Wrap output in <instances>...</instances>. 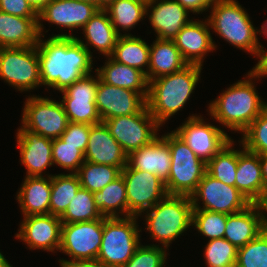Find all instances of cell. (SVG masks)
Wrapping results in <instances>:
<instances>
[{
  "label": "cell",
  "instance_id": "34",
  "mask_svg": "<svg viewBox=\"0 0 267 267\" xmlns=\"http://www.w3.org/2000/svg\"><path fill=\"white\" fill-rule=\"evenodd\" d=\"M80 188L77 174L52 175L50 214L61 217Z\"/></svg>",
  "mask_w": 267,
  "mask_h": 267
},
{
  "label": "cell",
  "instance_id": "12",
  "mask_svg": "<svg viewBox=\"0 0 267 267\" xmlns=\"http://www.w3.org/2000/svg\"><path fill=\"white\" fill-rule=\"evenodd\" d=\"M190 197L193 210H206L228 215L240 212L252 204L236 187L222 183L207 172ZM199 200L203 201V207L199 205Z\"/></svg>",
  "mask_w": 267,
  "mask_h": 267
},
{
  "label": "cell",
  "instance_id": "1",
  "mask_svg": "<svg viewBox=\"0 0 267 267\" xmlns=\"http://www.w3.org/2000/svg\"><path fill=\"white\" fill-rule=\"evenodd\" d=\"M41 84L63 91L83 75L92 72L89 51L71 34H57L37 43Z\"/></svg>",
  "mask_w": 267,
  "mask_h": 267
},
{
  "label": "cell",
  "instance_id": "22",
  "mask_svg": "<svg viewBox=\"0 0 267 267\" xmlns=\"http://www.w3.org/2000/svg\"><path fill=\"white\" fill-rule=\"evenodd\" d=\"M149 9V21L159 39L173 40L191 21L189 11L175 0H151L147 3L146 15Z\"/></svg>",
  "mask_w": 267,
  "mask_h": 267
},
{
  "label": "cell",
  "instance_id": "17",
  "mask_svg": "<svg viewBox=\"0 0 267 267\" xmlns=\"http://www.w3.org/2000/svg\"><path fill=\"white\" fill-rule=\"evenodd\" d=\"M60 217L52 214L25 216L20 225L16 238L27 244L29 249H43L44 251H59L61 244Z\"/></svg>",
  "mask_w": 267,
  "mask_h": 267
},
{
  "label": "cell",
  "instance_id": "43",
  "mask_svg": "<svg viewBox=\"0 0 267 267\" xmlns=\"http://www.w3.org/2000/svg\"><path fill=\"white\" fill-rule=\"evenodd\" d=\"M165 248L158 245H140L123 267H164L166 264Z\"/></svg>",
  "mask_w": 267,
  "mask_h": 267
},
{
  "label": "cell",
  "instance_id": "19",
  "mask_svg": "<svg viewBox=\"0 0 267 267\" xmlns=\"http://www.w3.org/2000/svg\"><path fill=\"white\" fill-rule=\"evenodd\" d=\"M209 29L211 28L207 19L204 22L192 19L173 39L188 65L202 66L207 52H211L217 47Z\"/></svg>",
  "mask_w": 267,
  "mask_h": 267
},
{
  "label": "cell",
  "instance_id": "3",
  "mask_svg": "<svg viewBox=\"0 0 267 267\" xmlns=\"http://www.w3.org/2000/svg\"><path fill=\"white\" fill-rule=\"evenodd\" d=\"M201 70L202 66L187 65L178 72L148 81L147 108L160 126L189 101Z\"/></svg>",
  "mask_w": 267,
  "mask_h": 267
},
{
  "label": "cell",
  "instance_id": "49",
  "mask_svg": "<svg viewBox=\"0 0 267 267\" xmlns=\"http://www.w3.org/2000/svg\"><path fill=\"white\" fill-rule=\"evenodd\" d=\"M61 267H104L102 264L98 262H79V263H66L60 264Z\"/></svg>",
  "mask_w": 267,
  "mask_h": 267
},
{
  "label": "cell",
  "instance_id": "35",
  "mask_svg": "<svg viewBox=\"0 0 267 267\" xmlns=\"http://www.w3.org/2000/svg\"><path fill=\"white\" fill-rule=\"evenodd\" d=\"M121 169L111 165L94 164L85 161L76 173L82 188L94 193L121 175Z\"/></svg>",
  "mask_w": 267,
  "mask_h": 267
},
{
  "label": "cell",
  "instance_id": "13",
  "mask_svg": "<svg viewBox=\"0 0 267 267\" xmlns=\"http://www.w3.org/2000/svg\"><path fill=\"white\" fill-rule=\"evenodd\" d=\"M121 174L127 190V217L140 216L167 195L165 183L153 173L126 165Z\"/></svg>",
  "mask_w": 267,
  "mask_h": 267
},
{
  "label": "cell",
  "instance_id": "36",
  "mask_svg": "<svg viewBox=\"0 0 267 267\" xmlns=\"http://www.w3.org/2000/svg\"><path fill=\"white\" fill-rule=\"evenodd\" d=\"M232 140L207 163V173L222 183L235 187L238 166V150Z\"/></svg>",
  "mask_w": 267,
  "mask_h": 267
},
{
  "label": "cell",
  "instance_id": "44",
  "mask_svg": "<svg viewBox=\"0 0 267 267\" xmlns=\"http://www.w3.org/2000/svg\"><path fill=\"white\" fill-rule=\"evenodd\" d=\"M91 127L92 125L90 124L69 121L67 128L61 134L60 138L67 144L77 146V149L84 154L86 151Z\"/></svg>",
  "mask_w": 267,
  "mask_h": 267
},
{
  "label": "cell",
  "instance_id": "52",
  "mask_svg": "<svg viewBox=\"0 0 267 267\" xmlns=\"http://www.w3.org/2000/svg\"><path fill=\"white\" fill-rule=\"evenodd\" d=\"M0 267H12V265L9 264L7 259H5L4 255L0 252Z\"/></svg>",
  "mask_w": 267,
  "mask_h": 267
},
{
  "label": "cell",
  "instance_id": "29",
  "mask_svg": "<svg viewBox=\"0 0 267 267\" xmlns=\"http://www.w3.org/2000/svg\"><path fill=\"white\" fill-rule=\"evenodd\" d=\"M106 59L108 61L104 66L95 69L102 82L141 93L147 99L148 81L142 71L121 64L110 56H107Z\"/></svg>",
  "mask_w": 267,
  "mask_h": 267
},
{
  "label": "cell",
  "instance_id": "9",
  "mask_svg": "<svg viewBox=\"0 0 267 267\" xmlns=\"http://www.w3.org/2000/svg\"><path fill=\"white\" fill-rule=\"evenodd\" d=\"M0 78L21 92L41 86L37 46L0 48Z\"/></svg>",
  "mask_w": 267,
  "mask_h": 267
},
{
  "label": "cell",
  "instance_id": "54",
  "mask_svg": "<svg viewBox=\"0 0 267 267\" xmlns=\"http://www.w3.org/2000/svg\"><path fill=\"white\" fill-rule=\"evenodd\" d=\"M263 207L265 205H267V188H266V191H265V194L263 196V201L260 203Z\"/></svg>",
  "mask_w": 267,
  "mask_h": 267
},
{
  "label": "cell",
  "instance_id": "8",
  "mask_svg": "<svg viewBox=\"0 0 267 267\" xmlns=\"http://www.w3.org/2000/svg\"><path fill=\"white\" fill-rule=\"evenodd\" d=\"M103 225L104 217L88 222L62 224L59 251L72 259H60V264L96 261L102 241Z\"/></svg>",
  "mask_w": 267,
  "mask_h": 267
},
{
  "label": "cell",
  "instance_id": "46",
  "mask_svg": "<svg viewBox=\"0 0 267 267\" xmlns=\"http://www.w3.org/2000/svg\"><path fill=\"white\" fill-rule=\"evenodd\" d=\"M179 2L189 12L200 14L208 11L211 6L218 0H175Z\"/></svg>",
  "mask_w": 267,
  "mask_h": 267
},
{
  "label": "cell",
  "instance_id": "26",
  "mask_svg": "<svg viewBox=\"0 0 267 267\" xmlns=\"http://www.w3.org/2000/svg\"><path fill=\"white\" fill-rule=\"evenodd\" d=\"M38 18L0 11V48L30 47L38 43Z\"/></svg>",
  "mask_w": 267,
  "mask_h": 267
},
{
  "label": "cell",
  "instance_id": "18",
  "mask_svg": "<svg viewBox=\"0 0 267 267\" xmlns=\"http://www.w3.org/2000/svg\"><path fill=\"white\" fill-rule=\"evenodd\" d=\"M99 8L90 2L80 0H53L38 14V33L44 38L41 20L56 24L62 30L73 31L83 26L98 12Z\"/></svg>",
  "mask_w": 267,
  "mask_h": 267
},
{
  "label": "cell",
  "instance_id": "2",
  "mask_svg": "<svg viewBox=\"0 0 267 267\" xmlns=\"http://www.w3.org/2000/svg\"><path fill=\"white\" fill-rule=\"evenodd\" d=\"M247 79L239 80L209 103L208 111L212 118L230 130L241 133L267 107L256 91L253 79L263 78L254 68L247 74Z\"/></svg>",
  "mask_w": 267,
  "mask_h": 267
},
{
  "label": "cell",
  "instance_id": "10",
  "mask_svg": "<svg viewBox=\"0 0 267 267\" xmlns=\"http://www.w3.org/2000/svg\"><path fill=\"white\" fill-rule=\"evenodd\" d=\"M103 122L127 155L154 140L161 127L147 106L139 113L110 118Z\"/></svg>",
  "mask_w": 267,
  "mask_h": 267
},
{
  "label": "cell",
  "instance_id": "56",
  "mask_svg": "<svg viewBox=\"0 0 267 267\" xmlns=\"http://www.w3.org/2000/svg\"><path fill=\"white\" fill-rule=\"evenodd\" d=\"M265 209V213L267 212V205L264 206ZM265 226H266V230H267V216L265 218Z\"/></svg>",
  "mask_w": 267,
  "mask_h": 267
},
{
  "label": "cell",
  "instance_id": "47",
  "mask_svg": "<svg viewBox=\"0 0 267 267\" xmlns=\"http://www.w3.org/2000/svg\"><path fill=\"white\" fill-rule=\"evenodd\" d=\"M262 77H267V50L263 49L260 60L258 63L253 67Z\"/></svg>",
  "mask_w": 267,
  "mask_h": 267
},
{
  "label": "cell",
  "instance_id": "28",
  "mask_svg": "<svg viewBox=\"0 0 267 267\" xmlns=\"http://www.w3.org/2000/svg\"><path fill=\"white\" fill-rule=\"evenodd\" d=\"M82 30L85 34L86 43L78 37H75V39L89 51L91 56L89 46L94 47L106 57L113 53L120 35L114 29L110 17L104 9H99L83 26Z\"/></svg>",
  "mask_w": 267,
  "mask_h": 267
},
{
  "label": "cell",
  "instance_id": "20",
  "mask_svg": "<svg viewBox=\"0 0 267 267\" xmlns=\"http://www.w3.org/2000/svg\"><path fill=\"white\" fill-rule=\"evenodd\" d=\"M16 134L20 161L27 168L26 176L42 177L43 171L53 165L52 139L31 132L23 126Z\"/></svg>",
  "mask_w": 267,
  "mask_h": 267
},
{
  "label": "cell",
  "instance_id": "41",
  "mask_svg": "<svg viewBox=\"0 0 267 267\" xmlns=\"http://www.w3.org/2000/svg\"><path fill=\"white\" fill-rule=\"evenodd\" d=\"M240 143L245 149L257 154L267 153V107L243 131Z\"/></svg>",
  "mask_w": 267,
  "mask_h": 267
},
{
  "label": "cell",
  "instance_id": "11",
  "mask_svg": "<svg viewBox=\"0 0 267 267\" xmlns=\"http://www.w3.org/2000/svg\"><path fill=\"white\" fill-rule=\"evenodd\" d=\"M68 123L61 101L37 95L27 98L22 114V126L25 129L55 139L60 138Z\"/></svg>",
  "mask_w": 267,
  "mask_h": 267
},
{
  "label": "cell",
  "instance_id": "31",
  "mask_svg": "<svg viewBox=\"0 0 267 267\" xmlns=\"http://www.w3.org/2000/svg\"><path fill=\"white\" fill-rule=\"evenodd\" d=\"M150 46L140 37L125 33L120 35L110 57L121 63L142 71L148 81ZM143 67H147L145 70Z\"/></svg>",
  "mask_w": 267,
  "mask_h": 267
},
{
  "label": "cell",
  "instance_id": "38",
  "mask_svg": "<svg viewBox=\"0 0 267 267\" xmlns=\"http://www.w3.org/2000/svg\"><path fill=\"white\" fill-rule=\"evenodd\" d=\"M227 222V214L206 211H192V226L209 240L224 238Z\"/></svg>",
  "mask_w": 267,
  "mask_h": 267
},
{
  "label": "cell",
  "instance_id": "42",
  "mask_svg": "<svg viewBox=\"0 0 267 267\" xmlns=\"http://www.w3.org/2000/svg\"><path fill=\"white\" fill-rule=\"evenodd\" d=\"M52 159L53 165L57 164L63 169L70 170L71 174H76L85 162L84 154L77 146L67 144L61 138L52 139Z\"/></svg>",
  "mask_w": 267,
  "mask_h": 267
},
{
  "label": "cell",
  "instance_id": "39",
  "mask_svg": "<svg viewBox=\"0 0 267 267\" xmlns=\"http://www.w3.org/2000/svg\"><path fill=\"white\" fill-rule=\"evenodd\" d=\"M235 267H267V230L238 248Z\"/></svg>",
  "mask_w": 267,
  "mask_h": 267
},
{
  "label": "cell",
  "instance_id": "51",
  "mask_svg": "<svg viewBox=\"0 0 267 267\" xmlns=\"http://www.w3.org/2000/svg\"><path fill=\"white\" fill-rule=\"evenodd\" d=\"M114 0H97V7L99 9H105Z\"/></svg>",
  "mask_w": 267,
  "mask_h": 267
},
{
  "label": "cell",
  "instance_id": "57",
  "mask_svg": "<svg viewBox=\"0 0 267 267\" xmlns=\"http://www.w3.org/2000/svg\"><path fill=\"white\" fill-rule=\"evenodd\" d=\"M141 1H143L145 3H149L151 0H141Z\"/></svg>",
  "mask_w": 267,
  "mask_h": 267
},
{
  "label": "cell",
  "instance_id": "30",
  "mask_svg": "<svg viewBox=\"0 0 267 267\" xmlns=\"http://www.w3.org/2000/svg\"><path fill=\"white\" fill-rule=\"evenodd\" d=\"M187 65L173 40L156 38L150 46L148 81L178 72Z\"/></svg>",
  "mask_w": 267,
  "mask_h": 267
},
{
  "label": "cell",
  "instance_id": "24",
  "mask_svg": "<svg viewBox=\"0 0 267 267\" xmlns=\"http://www.w3.org/2000/svg\"><path fill=\"white\" fill-rule=\"evenodd\" d=\"M127 165L136 170L156 174L166 183L170 175L171 153L164 135L127 155Z\"/></svg>",
  "mask_w": 267,
  "mask_h": 267
},
{
  "label": "cell",
  "instance_id": "37",
  "mask_svg": "<svg viewBox=\"0 0 267 267\" xmlns=\"http://www.w3.org/2000/svg\"><path fill=\"white\" fill-rule=\"evenodd\" d=\"M102 217L95 205L93 193L81 187L60 220L62 224H68L93 221Z\"/></svg>",
  "mask_w": 267,
  "mask_h": 267
},
{
  "label": "cell",
  "instance_id": "53",
  "mask_svg": "<svg viewBox=\"0 0 267 267\" xmlns=\"http://www.w3.org/2000/svg\"><path fill=\"white\" fill-rule=\"evenodd\" d=\"M261 30H257V33H263L265 36H267V20L265 21V23L262 24Z\"/></svg>",
  "mask_w": 267,
  "mask_h": 267
},
{
  "label": "cell",
  "instance_id": "23",
  "mask_svg": "<svg viewBox=\"0 0 267 267\" xmlns=\"http://www.w3.org/2000/svg\"><path fill=\"white\" fill-rule=\"evenodd\" d=\"M263 211L261 204L252 203L240 212L227 214L224 238L237 248L245 246L266 229Z\"/></svg>",
  "mask_w": 267,
  "mask_h": 267
},
{
  "label": "cell",
  "instance_id": "50",
  "mask_svg": "<svg viewBox=\"0 0 267 267\" xmlns=\"http://www.w3.org/2000/svg\"><path fill=\"white\" fill-rule=\"evenodd\" d=\"M263 181L267 186V153L259 154Z\"/></svg>",
  "mask_w": 267,
  "mask_h": 267
},
{
  "label": "cell",
  "instance_id": "40",
  "mask_svg": "<svg viewBox=\"0 0 267 267\" xmlns=\"http://www.w3.org/2000/svg\"><path fill=\"white\" fill-rule=\"evenodd\" d=\"M238 248L225 238L209 240L204 251L208 267H235Z\"/></svg>",
  "mask_w": 267,
  "mask_h": 267
},
{
  "label": "cell",
  "instance_id": "16",
  "mask_svg": "<svg viewBox=\"0 0 267 267\" xmlns=\"http://www.w3.org/2000/svg\"><path fill=\"white\" fill-rule=\"evenodd\" d=\"M95 103L103 122L141 112L147 106V99L141 93L104 83L98 76Z\"/></svg>",
  "mask_w": 267,
  "mask_h": 267
},
{
  "label": "cell",
  "instance_id": "5",
  "mask_svg": "<svg viewBox=\"0 0 267 267\" xmlns=\"http://www.w3.org/2000/svg\"><path fill=\"white\" fill-rule=\"evenodd\" d=\"M193 205L190 196L166 195L145 211L146 231L164 248L192 226Z\"/></svg>",
  "mask_w": 267,
  "mask_h": 267
},
{
  "label": "cell",
  "instance_id": "55",
  "mask_svg": "<svg viewBox=\"0 0 267 267\" xmlns=\"http://www.w3.org/2000/svg\"><path fill=\"white\" fill-rule=\"evenodd\" d=\"M80 1L90 2V3H93L97 6V0H80Z\"/></svg>",
  "mask_w": 267,
  "mask_h": 267
},
{
  "label": "cell",
  "instance_id": "25",
  "mask_svg": "<svg viewBox=\"0 0 267 267\" xmlns=\"http://www.w3.org/2000/svg\"><path fill=\"white\" fill-rule=\"evenodd\" d=\"M235 187L251 202L261 203L267 186L263 181L259 154L238 150Z\"/></svg>",
  "mask_w": 267,
  "mask_h": 267
},
{
  "label": "cell",
  "instance_id": "33",
  "mask_svg": "<svg viewBox=\"0 0 267 267\" xmlns=\"http://www.w3.org/2000/svg\"><path fill=\"white\" fill-rule=\"evenodd\" d=\"M147 3L141 0H114L104 10L119 35L120 29L128 31L143 20L146 15ZM121 27V28H120Z\"/></svg>",
  "mask_w": 267,
  "mask_h": 267
},
{
  "label": "cell",
  "instance_id": "21",
  "mask_svg": "<svg viewBox=\"0 0 267 267\" xmlns=\"http://www.w3.org/2000/svg\"><path fill=\"white\" fill-rule=\"evenodd\" d=\"M85 161L118 167L121 170L127 165V154L110 134L104 122L93 124L84 153Z\"/></svg>",
  "mask_w": 267,
  "mask_h": 267
},
{
  "label": "cell",
  "instance_id": "7",
  "mask_svg": "<svg viewBox=\"0 0 267 267\" xmlns=\"http://www.w3.org/2000/svg\"><path fill=\"white\" fill-rule=\"evenodd\" d=\"M171 153V167L165 188L168 195L191 196L207 172V164L174 131L164 135Z\"/></svg>",
  "mask_w": 267,
  "mask_h": 267
},
{
  "label": "cell",
  "instance_id": "32",
  "mask_svg": "<svg viewBox=\"0 0 267 267\" xmlns=\"http://www.w3.org/2000/svg\"><path fill=\"white\" fill-rule=\"evenodd\" d=\"M96 207L106 218L127 217V190L122 174L100 191L93 193Z\"/></svg>",
  "mask_w": 267,
  "mask_h": 267
},
{
  "label": "cell",
  "instance_id": "14",
  "mask_svg": "<svg viewBox=\"0 0 267 267\" xmlns=\"http://www.w3.org/2000/svg\"><path fill=\"white\" fill-rule=\"evenodd\" d=\"M174 132L206 164L233 140L220 127L205 123L201 115L189 116Z\"/></svg>",
  "mask_w": 267,
  "mask_h": 267
},
{
  "label": "cell",
  "instance_id": "45",
  "mask_svg": "<svg viewBox=\"0 0 267 267\" xmlns=\"http://www.w3.org/2000/svg\"><path fill=\"white\" fill-rule=\"evenodd\" d=\"M0 11L19 17L38 18L26 0H0Z\"/></svg>",
  "mask_w": 267,
  "mask_h": 267
},
{
  "label": "cell",
  "instance_id": "27",
  "mask_svg": "<svg viewBox=\"0 0 267 267\" xmlns=\"http://www.w3.org/2000/svg\"><path fill=\"white\" fill-rule=\"evenodd\" d=\"M52 175L46 177L25 176L17 200L25 216L50 214Z\"/></svg>",
  "mask_w": 267,
  "mask_h": 267
},
{
  "label": "cell",
  "instance_id": "6",
  "mask_svg": "<svg viewBox=\"0 0 267 267\" xmlns=\"http://www.w3.org/2000/svg\"><path fill=\"white\" fill-rule=\"evenodd\" d=\"M138 216L104 217L103 235L96 262L104 267H123L140 244Z\"/></svg>",
  "mask_w": 267,
  "mask_h": 267
},
{
  "label": "cell",
  "instance_id": "4",
  "mask_svg": "<svg viewBox=\"0 0 267 267\" xmlns=\"http://www.w3.org/2000/svg\"><path fill=\"white\" fill-rule=\"evenodd\" d=\"M210 9L212 12L207 20L211 29L233 46L260 59L264 47L258 42V29L238 1L218 0Z\"/></svg>",
  "mask_w": 267,
  "mask_h": 267
},
{
  "label": "cell",
  "instance_id": "48",
  "mask_svg": "<svg viewBox=\"0 0 267 267\" xmlns=\"http://www.w3.org/2000/svg\"><path fill=\"white\" fill-rule=\"evenodd\" d=\"M53 0H26L30 7L39 14Z\"/></svg>",
  "mask_w": 267,
  "mask_h": 267
},
{
  "label": "cell",
  "instance_id": "15",
  "mask_svg": "<svg viewBox=\"0 0 267 267\" xmlns=\"http://www.w3.org/2000/svg\"><path fill=\"white\" fill-rule=\"evenodd\" d=\"M98 74L83 75L77 81L67 86L63 91L61 103L70 122L97 124L102 122L96 107V92Z\"/></svg>",
  "mask_w": 267,
  "mask_h": 267
}]
</instances>
